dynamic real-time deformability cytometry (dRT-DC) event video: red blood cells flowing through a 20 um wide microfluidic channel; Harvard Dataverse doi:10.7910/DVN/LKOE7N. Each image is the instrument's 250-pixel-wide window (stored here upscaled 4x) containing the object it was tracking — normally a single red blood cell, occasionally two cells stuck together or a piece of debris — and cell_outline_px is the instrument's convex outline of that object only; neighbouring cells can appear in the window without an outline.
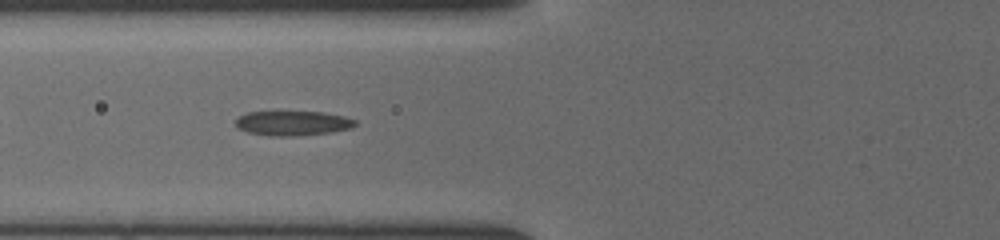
{"species": "common noctule bat (a hibernating species)", "species_latin": "Nyctalus noctula", "temperature_condition": "cold", "stored_images_in_passage": 32, "camera_frame_rate_fps": 3000, "um_per_image_px": 0.085, "animal": {"sex": "female", "body_mass_g": 19.5, "forearm_length_mm": 54.1}, "frame": {"image": 1, "passage_image": 3, "time_ms": 0.667, "image_size_px": [1000, 240], "cell_outline_px": [[356, 124], [348, 128], [328, 132], [296, 136], [268, 136], [248, 132], [240, 128], [236, 124], [236, 120], [240, 116], [248, 112], [324, 112], [344, 116], [356, 120]], "centroid_in_image_um": [24.87, 10.47], "position_along_channel_um": 100.9, "area_um2": 16.88}}
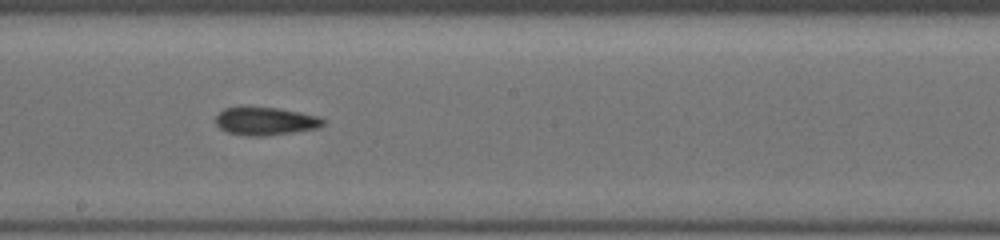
{"frame": {"image": 2, "passage_image": 12, "time_ms": 3.667, "image_size_px": [1000, 240], "cell_outline_px": [[324, 124], [320, 128], [264, 136], [248, 136], [228, 132], [220, 128], [216, 124], [216, 116], [224, 108], [240, 104], [280, 108], [320, 116], [324, 120]], "centroid_in_image_um": [22.54, 10.25], "position_along_channel_um": 225.7, "area_um2": 18.15}}
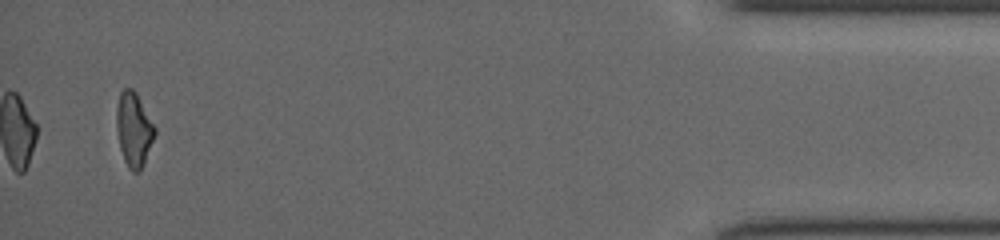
{"frame": {"image": 3, "passage_image": 31, "time_ms": 10.0, "image_size_px": [1000, 240], "cell_outline_px": [[156, 132], [144, 164], [140, 172], [132, 172], [128, 168], [124, 160], [120, 148], [116, 128], [116, 108], [120, 92], [124, 88], [132, 88], [136, 92], [156, 128]], "centroid_in_image_um": [11.37, 11.01], "position_along_channel_um": 423.8, "area_um2": 16.65}}